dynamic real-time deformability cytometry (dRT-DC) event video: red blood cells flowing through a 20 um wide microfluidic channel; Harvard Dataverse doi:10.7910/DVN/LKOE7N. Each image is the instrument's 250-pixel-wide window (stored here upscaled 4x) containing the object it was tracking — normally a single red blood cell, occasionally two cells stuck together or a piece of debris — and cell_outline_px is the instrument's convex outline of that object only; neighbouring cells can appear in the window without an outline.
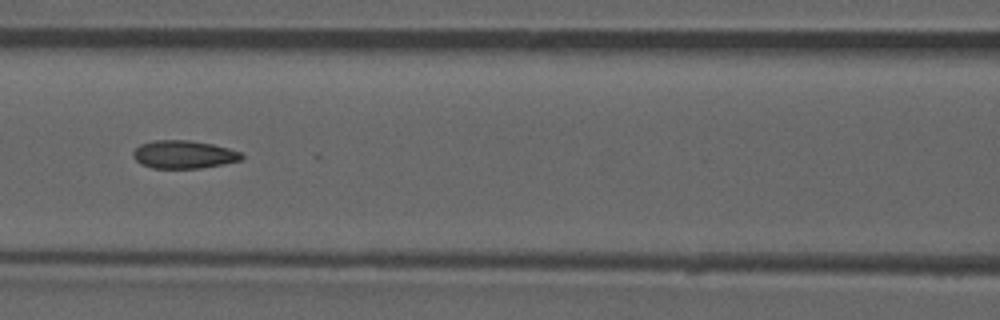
{"species": "common noctule bat (a hibernating species)", "species_latin": "Nyctalus noctula", "temperature_condition": "room temperature", "stored_images_in_passage": 51, "camera_frame_rate_fps": 3000, "um_per_image_px": 0.085, "animal": {"sex": "male", "forearm_length_mm": 52.5}, "frame": {"image": 1, "passage_image": 22, "time_ms": 7.0, "image_size_px": [1000, 320], "cell_outline_px": [[244, 156], [240, 160], [200, 168], [152, 168], [140, 164], [132, 156], [132, 152], [140, 144], [152, 140], [192, 140], [212, 144], [228, 148], [240, 152]], "centroid_in_image_um": [15.57, 13.12], "position_along_channel_um": 151.0, "area_um2": 17.69}, "authors_computed_cell_mechanics": {"area_um2": 17.8602, "velocity_mm_per_s": 3.9539, "shape_relaxation_time_tau1_ms": 8.9975, "shape_relaxation_time_tau2_ms": 2.0224, "deformation_change_tau1": 0.2039, "deformation_change_tau2": 0.0896}}